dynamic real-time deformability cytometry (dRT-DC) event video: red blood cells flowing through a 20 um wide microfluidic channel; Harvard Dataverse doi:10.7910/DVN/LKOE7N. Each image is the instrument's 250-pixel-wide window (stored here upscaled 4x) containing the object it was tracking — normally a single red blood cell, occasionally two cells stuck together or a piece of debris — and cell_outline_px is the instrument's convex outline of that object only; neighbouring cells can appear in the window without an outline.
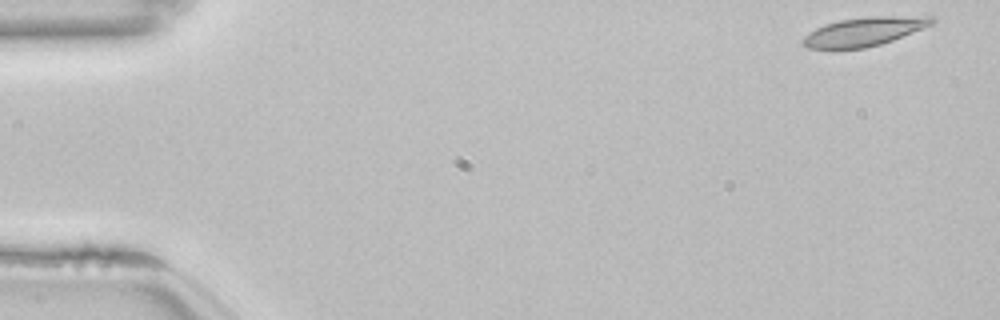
{"species": "common noctule bat (a hibernating species)", "species_latin": "Nyctalus noctula", "temperature_condition": "room temperature", "stored_images_in_passage": 52, "camera_frame_rate_fps": 3000, "um_per_image_px": 0.085, "animal": {"sex": "female", "body_mass_g": 22.7, "forearm_length_mm": 54.2}, "frame": {"image": 1, "passage_image": 1, "time_ms": 0.0, "image_size_px": [1000, 320], "cell_outline_px": [[936, 20], [932, 24], [892, 40], [880, 44], [864, 48], [808, 48], [800, 44], [800, 40], [804, 36], [816, 28], [824, 24], [840, 20], [868, 16], [936, 16]], "centroid_in_image_um": [73.43, 2.67], "position_along_channel_um": 11.6, "area_um2": 21.5}}
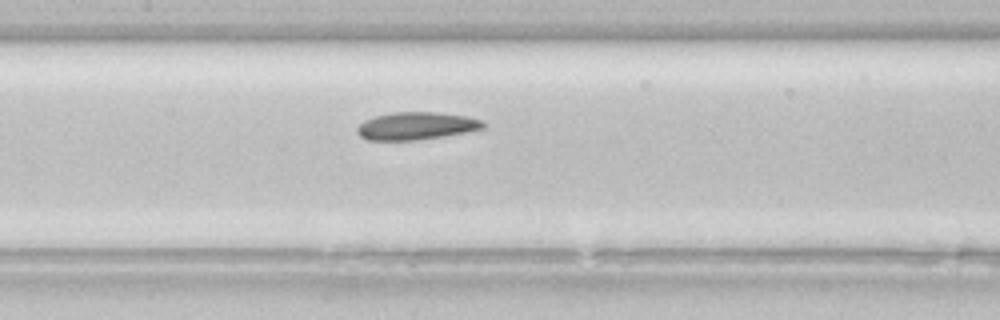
{"frame": {"image": 2, "passage_image": 24, "time_ms": 7.667, "image_size_px": [1000, 320], "cell_outline_px": [[488, 124], [484, 128], [444, 136], [416, 140], [368, 140], [360, 136], [356, 132], [356, 128], [364, 120], [376, 116], [392, 112], [432, 112], [468, 116], [484, 120]], "centroid_in_image_um": [35.4, 10.7], "position_along_channel_um": 172.0, "area_um2": 20.35}}
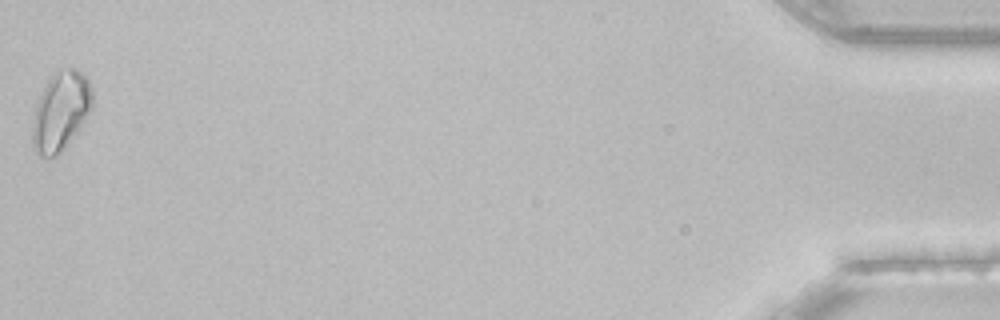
{"frame": {"image": 3, "passage_image": 52, "time_ms": 17.0, "image_size_px": [1000, 320], "cell_outline_px": [[92, 108], [60, 152], [56, 156], [40, 156], [36, 152], [32, 144], [32, 124], [36, 104], [48, 80], [60, 68], [76, 68], [88, 80], [92, 88]], "centroid_in_image_um": [5.14, 9.42], "position_along_channel_um": 430.1, "area_um2": 26.88}, "authors_computed_cell_mechanics": {"area_um2": 20.9525, "velocity_mm_per_s": 3.8314, "shape_relaxation_time_tau1_ms": 3.3356, "shape_relaxation_time_tau2_ms": 3.7356, "deformation_change_tau1": 0.0971, "deformation_change_tau2": 0.1033}}